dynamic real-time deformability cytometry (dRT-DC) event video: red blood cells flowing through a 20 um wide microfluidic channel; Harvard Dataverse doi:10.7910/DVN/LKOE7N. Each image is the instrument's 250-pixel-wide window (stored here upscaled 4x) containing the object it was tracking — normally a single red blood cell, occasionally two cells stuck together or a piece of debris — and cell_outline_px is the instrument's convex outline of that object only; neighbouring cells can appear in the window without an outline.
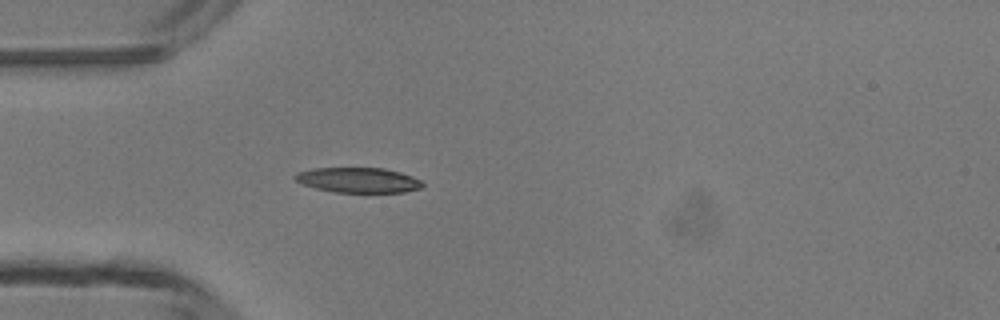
{"species": "common noctule bat (a hibernating species)", "species_latin": "Nyctalus noctula", "temperature_condition": "room temperature", "stored_images_in_passage": 2, "camera_frame_rate_fps": 3000, "um_per_image_px": 0.085, "animal": {"sex": "male", "body_mass_g": 13.3}, "frame": {"image": 1, "passage_image": 2, "time_ms": 1.333, "image_size_px": [1000, 320], "cell_outline_px": [[424, 184], [420, 188], [404, 192], [336, 192], [316, 188], [304, 184], [296, 180], [292, 176], [300, 172], [316, 168], [384, 168], [400, 172], [412, 176], [420, 180]], "centroid_in_image_um": [30.48, 15.3], "position_along_channel_um": 54.5, "area_um2": 18.38}}